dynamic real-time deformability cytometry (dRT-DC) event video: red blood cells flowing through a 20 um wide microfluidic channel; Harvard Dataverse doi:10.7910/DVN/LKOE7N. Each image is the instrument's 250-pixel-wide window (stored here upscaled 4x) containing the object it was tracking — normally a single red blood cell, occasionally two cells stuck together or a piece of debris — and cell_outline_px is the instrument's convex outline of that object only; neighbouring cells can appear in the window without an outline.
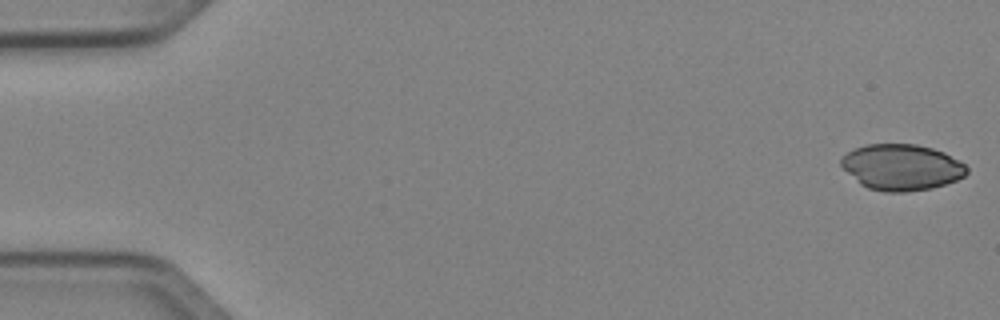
{"species": "Egyptian fruit bat (a non-hibernating species)", "species_latin": "Rousettus aegyptiacus", "temperature_condition": "cold", "stored_images_in_passage": 50, "camera_frame_rate_fps": 3000, "um_per_image_px": 0.085, "animal": {"sex": "female"}, "frame": {"image": 1, "passage_image": 1, "time_ms": 0.0, "image_size_px": [1000, 320], "cell_outline_px": [[968, 172], [964, 176], [956, 180], [932, 188], [904, 192], [884, 192], [868, 188], [860, 184], [840, 164], [840, 160], [848, 152], [856, 148], [868, 144], [916, 144], [932, 148], [944, 152], [964, 164], [968, 168]], "centroid_in_image_um": [76.65, 14.21], "position_along_channel_um": 8.4, "area_um2": 33.47}}
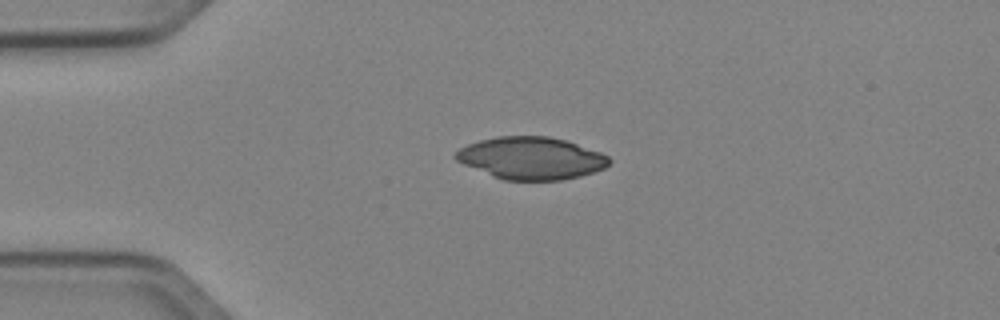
{"frame": {"image": 2, "passage_image": 12, "time_ms": 3.667, "image_size_px": [1000, 320], "cell_outline_px": [[612, 160], [604, 168], [580, 176], [560, 180], [504, 180], [492, 176], [464, 164], [456, 160], [452, 156], [460, 148], [468, 144], [480, 140], [500, 136], [548, 136], [564, 140], [600, 152], [608, 156]], "centroid_in_image_um": [45.13, 13.44], "position_along_channel_um": 39.9, "area_um2": 37.57}}
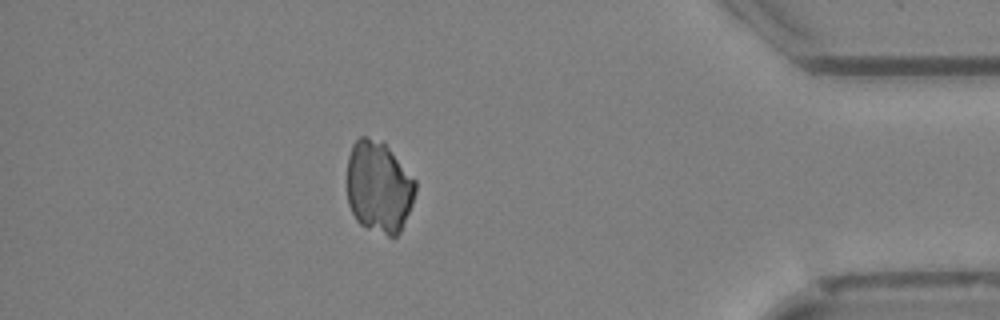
{"frame": {"image": 3, "passage_image": 44, "time_ms": 14.333, "image_size_px": [1000, 320], "cell_outline_px": [[416, 192], [412, 204], [400, 232], [396, 236], [388, 236], [368, 228], [360, 224], [356, 220], [348, 204], [348, 156], [352, 144], [360, 136], [364, 136], [384, 140], [416, 180]], "centroid_in_image_um": [32.21, 15.85], "position_along_channel_um": 403.0, "area_um2": 36.99}}